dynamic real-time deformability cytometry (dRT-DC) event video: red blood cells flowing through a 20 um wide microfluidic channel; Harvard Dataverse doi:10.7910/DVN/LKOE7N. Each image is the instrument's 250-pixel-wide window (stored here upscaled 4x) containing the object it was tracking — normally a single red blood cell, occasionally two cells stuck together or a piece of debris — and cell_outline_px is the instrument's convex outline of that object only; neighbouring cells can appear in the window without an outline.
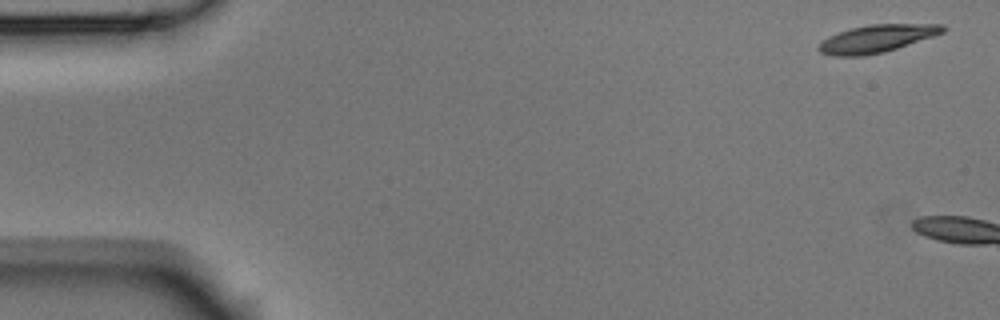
{"species": "Egyptian fruit bat (a non-hibernating species)", "species_latin": "Rousettus aegyptiacus", "temperature_condition": "room temperature", "stored_images_in_passage": 3, "camera_frame_rate_fps": 3000, "um_per_image_px": 0.085, "animal": {"sex": "male"}, "frame": {"image": 1, "passage_image": 1, "time_ms": 0.0, "image_size_px": [1000, 320], "cell_outline_px": [[948, 28], [944, 32], [884, 52], [864, 56], [832, 56], [820, 52], [816, 48], [828, 36], [852, 28], [872, 24], [944, 24]], "centroid_in_image_um": [74.52, 3.28], "position_along_channel_um": 10.5, "area_um2": 19.77}}